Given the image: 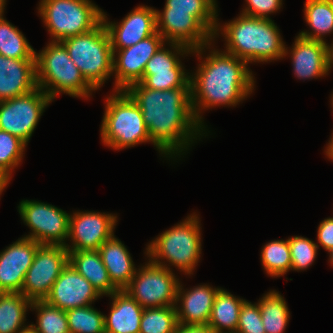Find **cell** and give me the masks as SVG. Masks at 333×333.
I'll list each match as a JSON object with an SVG mask.
<instances>
[{
	"label": "cell",
	"mask_w": 333,
	"mask_h": 333,
	"mask_svg": "<svg viewBox=\"0 0 333 333\" xmlns=\"http://www.w3.org/2000/svg\"><path fill=\"white\" fill-rule=\"evenodd\" d=\"M125 91L139 106L151 143L164 156L186 151L205 131L193 113L190 81L182 88L168 90H153L135 83Z\"/></svg>",
	"instance_id": "1"
},
{
	"label": "cell",
	"mask_w": 333,
	"mask_h": 333,
	"mask_svg": "<svg viewBox=\"0 0 333 333\" xmlns=\"http://www.w3.org/2000/svg\"><path fill=\"white\" fill-rule=\"evenodd\" d=\"M221 52L211 51L206 60L201 61L194 76L190 75L192 109L201 125V110L220 105L236 106L254 89L255 78L248 63Z\"/></svg>",
	"instance_id": "2"
},
{
	"label": "cell",
	"mask_w": 333,
	"mask_h": 333,
	"mask_svg": "<svg viewBox=\"0 0 333 333\" xmlns=\"http://www.w3.org/2000/svg\"><path fill=\"white\" fill-rule=\"evenodd\" d=\"M223 31H222V30ZM221 31L226 40V53L249 62H268L288 54L280 32L270 19L239 17L221 27L218 23L215 36ZM218 31V32H217Z\"/></svg>",
	"instance_id": "3"
},
{
	"label": "cell",
	"mask_w": 333,
	"mask_h": 333,
	"mask_svg": "<svg viewBox=\"0 0 333 333\" xmlns=\"http://www.w3.org/2000/svg\"><path fill=\"white\" fill-rule=\"evenodd\" d=\"M35 58L37 85L52 100L60 92L88 98L95 91L61 42L51 41L41 52L35 53Z\"/></svg>",
	"instance_id": "4"
},
{
	"label": "cell",
	"mask_w": 333,
	"mask_h": 333,
	"mask_svg": "<svg viewBox=\"0 0 333 333\" xmlns=\"http://www.w3.org/2000/svg\"><path fill=\"white\" fill-rule=\"evenodd\" d=\"M115 92L106 99L100 130L104 145L119 150L151 142L139 106L125 90Z\"/></svg>",
	"instance_id": "5"
},
{
	"label": "cell",
	"mask_w": 333,
	"mask_h": 333,
	"mask_svg": "<svg viewBox=\"0 0 333 333\" xmlns=\"http://www.w3.org/2000/svg\"><path fill=\"white\" fill-rule=\"evenodd\" d=\"M196 215L191 214L183 222L151 241L145 253L148 260L160 265V262L166 259L185 274H192L202 250L200 222Z\"/></svg>",
	"instance_id": "6"
},
{
	"label": "cell",
	"mask_w": 333,
	"mask_h": 333,
	"mask_svg": "<svg viewBox=\"0 0 333 333\" xmlns=\"http://www.w3.org/2000/svg\"><path fill=\"white\" fill-rule=\"evenodd\" d=\"M61 43L95 90L113 74V50L103 22L91 31L69 37Z\"/></svg>",
	"instance_id": "7"
},
{
	"label": "cell",
	"mask_w": 333,
	"mask_h": 333,
	"mask_svg": "<svg viewBox=\"0 0 333 333\" xmlns=\"http://www.w3.org/2000/svg\"><path fill=\"white\" fill-rule=\"evenodd\" d=\"M38 10L52 41L58 42L91 31L103 17L90 0H41Z\"/></svg>",
	"instance_id": "8"
},
{
	"label": "cell",
	"mask_w": 333,
	"mask_h": 333,
	"mask_svg": "<svg viewBox=\"0 0 333 333\" xmlns=\"http://www.w3.org/2000/svg\"><path fill=\"white\" fill-rule=\"evenodd\" d=\"M179 279L165 262L151 260L136 270L124 289L142 308L176 306Z\"/></svg>",
	"instance_id": "9"
},
{
	"label": "cell",
	"mask_w": 333,
	"mask_h": 333,
	"mask_svg": "<svg viewBox=\"0 0 333 333\" xmlns=\"http://www.w3.org/2000/svg\"><path fill=\"white\" fill-rule=\"evenodd\" d=\"M19 214L32 233L24 238L39 244L63 245L69 236L70 214L51 204L34 200H22Z\"/></svg>",
	"instance_id": "10"
},
{
	"label": "cell",
	"mask_w": 333,
	"mask_h": 333,
	"mask_svg": "<svg viewBox=\"0 0 333 333\" xmlns=\"http://www.w3.org/2000/svg\"><path fill=\"white\" fill-rule=\"evenodd\" d=\"M52 101L39 87L23 96L0 101V130L27 144L44 109Z\"/></svg>",
	"instance_id": "11"
},
{
	"label": "cell",
	"mask_w": 333,
	"mask_h": 333,
	"mask_svg": "<svg viewBox=\"0 0 333 333\" xmlns=\"http://www.w3.org/2000/svg\"><path fill=\"white\" fill-rule=\"evenodd\" d=\"M68 263L69 252L65 246L41 244L26 272L21 293L31 301L45 300Z\"/></svg>",
	"instance_id": "12"
},
{
	"label": "cell",
	"mask_w": 333,
	"mask_h": 333,
	"mask_svg": "<svg viewBox=\"0 0 333 333\" xmlns=\"http://www.w3.org/2000/svg\"><path fill=\"white\" fill-rule=\"evenodd\" d=\"M157 32L167 43L187 46L201 55L214 36L189 12L156 10Z\"/></svg>",
	"instance_id": "13"
},
{
	"label": "cell",
	"mask_w": 333,
	"mask_h": 333,
	"mask_svg": "<svg viewBox=\"0 0 333 333\" xmlns=\"http://www.w3.org/2000/svg\"><path fill=\"white\" fill-rule=\"evenodd\" d=\"M164 42L163 37L156 32L133 46L113 50L115 91L126 90L130 85L139 83L142 80L147 62L162 45H165ZM116 52L117 54H115Z\"/></svg>",
	"instance_id": "14"
},
{
	"label": "cell",
	"mask_w": 333,
	"mask_h": 333,
	"mask_svg": "<svg viewBox=\"0 0 333 333\" xmlns=\"http://www.w3.org/2000/svg\"><path fill=\"white\" fill-rule=\"evenodd\" d=\"M117 216L93 211L73 212L69 218V236L72 246L65 244L68 252L98 250L114 235Z\"/></svg>",
	"instance_id": "15"
},
{
	"label": "cell",
	"mask_w": 333,
	"mask_h": 333,
	"mask_svg": "<svg viewBox=\"0 0 333 333\" xmlns=\"http://www.w3.org/2000/svg\"><path fill=\"white\" fill-rule=\"evenodd\" d=\"M103 12L102 22L108 32L112 50H120L135 45L157 32L156 9L138 6L116 24L108 22Z\"/></svg>",
	"instance_id": "16"
},
{
	"label": "cell",
	"mask_w": 333,
	"mask_h": 333,
	"mask_svg": "<svg viewBox=\"0 0 333 333\" xmlns=\"http://www.w3.org/2000/svg\"><path fill=\"white\" fill-rule=\"evenodd\" d=\"M40 245L22 237L0 252V293H21L26 272Z\"/></svg>",
	"instance_id": "17"
},
{
	"label": "cell",
	"mask_w": 333,
	"mask_h": 333,
	"mask_svg": "<svg viewBox=\"0 0 333 333\" xmlns=\"http://www.w3.org/2000/svg\"><path fill=\"white\" fill-rule=\"evenodd\" d=\"M101 295L69 263L52 285L45 301L61 310L85 307L92 304Z\"/></svg>",
	"instance_id": "18"
},
{
	"label": "cell",
	"mask_w": 333,
	"mask_h": 333,
	"mask_svg": "<svg viewBox=\"0 0 333 333\" xmlns=\"http://www.w3.org/2000/svg\"><path fill=\"white\" fill-rule=\"evenodd\" d=\"M37 88L36 59L0 55V101L23 96Z\"/></svg>",
	"instance_id": "19"
},
{
	"label": "cell",
	"mask_w": 333,
	"mask_h": 333,
	"mask_svg": "<svg viewBox=\"0 0 333 333\" xmlns=\"http://www.w3.org/2000/svg\"><path fill=\"white\" fill-rule=\"evenodd\" d=\"M220 288L209 285H199L188 291L183 290L179 282L177 289L176 305L178 323L184 325H208L215 296Z\"/></svg>",
	"instance_id": "20"
},
{
	"label": "cell",
	"mask_w": 333,
	"mask_h": 333,
	"mask_svg": "<svg viewBox=\"0 0 333 333\" xmlns=\"http://www.w3.org/2000/svg\"><path fill=\"white\" fill-rule=\"evenodd\" d=\"M291 49L295 76L299 79L318 78L328 74L327 43L297 36Z\"/></svg>",
	"instance_id": "21"
},
{
	"label": "cell",
	"mask_w": 333,
	"mask_h": 333,
	"mask_svg": "<svg viewBox=\"0 0 333 333\" xmlns=\"http://www.w3.org/2000/svg\"><path fill=\"white\" fill-rule=\"evenodd\" d=\"M112 298L109 316L104 315L105 333H139L144 308L125 290H118Z\"/></svg>",
	"instance_id": "22"
},
{
	"label": "cell",
	"mask_w": 333,
	"mask_h": 333,
	"mask_svg": "<svg viewBox=\"0 0 333 333\" xmlns=\"http://www.w3.org/2000/svg\"><path fill=\"white\" fill-rule=\"evenodd\" d=\"M98 251L110 281L118 290H124L137 270L129 251L114 235L107 239Z\"/></svg>",
	"instance_id": "23"
},
{
	"label": "cell",
	"mask_w": 333,
	"mask_h": 333,
	"mask_svg": "<svg viewBox=\"0 0 333 333\" xmlns=\"http://www.w3.org/2000/svg\"><path fill=\"white\" fill-rule=\"evenodd\" d=\"M69 264L88 280L101 296H110L118 291L109 279L98 250L71 251Z\"/></svg>",
	"instance_id": "24"
},
{
	"label": "cell",
	"mask_w": 333,
	"mask_h": 333,
	"mask_svg": "<svg viewBox=\"0 0 333 333\" xmlns=\"http://www.w3.org/2000/svg\"><path fill=\"white\" fill-rule=\"evenodd\" d=\"M245 299L220 288L215 296L208 326L214 333H236L240 308ZM224 329L229 331H224Z\"/></svg>",
	"instance_id": "25"
},
{
	"label": "cell",
	"mask_w": 333,
	"mask_h": 333,
	"mask_svg": "<svg viewBox=\"0 0 333 333\" xmlns=\"http://www.w3.org/2000/svg\"><path fill=\"white\" fill-rule=\"evenodd\" d=\"M31 303L22 293H0V333H21L29 328L24 322Z\"/></svg>",
	"instance_id": "26"
},
{
	"label": "cell",
	"mask_w": 333,
	"mask_h": 333,
	"mask_svg": "<svg viewBox=\"0 0 333 333\" xmlns=\"http://www.w3.org/2000/svg\"><path fill=\"white\" fill-rule=\"evenodd\" d=\"M304 15L312 32L302 31L298 35L306 39L326 42L324 35L333 32V0H307Z\"/></svg>",
	"instance_id": "27"
},
{
	"label": "cell",
	"mask_w": 333,
	"mask_h": 333,
	"mask_svg": "<svg viewBox=\"0 0 333 333\" xmlns=\"http://www.w3.org/2000/svg\"><path fill=\"white\" fill-rule=\"evenodd\" d=\"M265 333H283L290 314L283 296L276 291L265 294L258 302Z\"/></svg>",
	"instance_id": "28"
},
{
	"label": "cell",
	"mask_w": 333,
	"mask_h": 333,
	"mask_svg": "<svg viewBox=\"0 0 333 333\" xmlns=\"http://www.w3.org/2000/svg\"><path fill=\"white\" fill-rule=\"evenodd\" d=\"M36 51L22 32L0 15V55L14 59H36Z\"/></svg>",
	"instance_id": "29"
},
{
	"label": "cell",
	"mask_w": 333,
	"mask_h": 333,
	"mask_svg": "<svg viewBox=\"0 0 333 333\" xmlns=\"http://www.w3.org/2000/svg\"><path fill=\"white\" fill-rule=\"evenodd\" d=\"M216 0H166L164 10L189 12L213 36L218 25Z\"/></svg>",
	"instance_id": "30"
},
{
	"label": "cell",
	"mask_w": 333,
	"mask_h": 333,
	"mask_svg": "<svg viewBox=\"0 0 333 333\" xmlns=\"http://www.w3.org/2000/svg\"><path fill=\"white\" fill-rule=\"evenodd\" d=\"M32 310H36L37 324H30L36 333H70L66 311L48 304L45 300L32 301Z\"/></svg>",
	"instance_id": "31"
},
{
	"label": "cell",
	"mask_w": 333,
	"mask_h": 333,
	"mask_svg": "<svg viewBox=\"0 0 333 333\" xmlns=\"http://www.w3.org/2000/svg\"><path fill=\"white\" fill-rule=\"evenodd\" d=\"M261 261L266 273L271 277H280L291 270V253L288 239L273 240L261 250Z\"/></svg>",
	"instance_id": "32"
},
{
	"label": "cell",
	"mask_w": 333,
	"mask_h": 333,
	"mask_svg": "<svg viewBox=\"0 0 333 333\" xmlns=\"http://www.w3.org/2000/svg\"><path fill=\"white\" fill-rule=\"evenodd\" d=\"M178 324L175 306L144 308L139 333H175Z\"/></svg>",
	"instance_id": "33"
},
{
	"label": "cell",
	"mask_w": 333,
	"mask_h": 333,
	"mask_svg": "<svg viewBox=\"0 0 333 333\" xmlns=\"http://www.w3.org/2000/svg\"><path fill=\"white\" fill-rule=\"evenodd\" d=\"M70 333H105L104 315L91 305L66 310Z\"/></svg>",
	"instance_id": "34"
},
{
	"label": "cell",
	"mask_w": 333,
	"mask_h": 333,
	"mask_svg": "<svg viewBox=\"0 0 333 333\" xmlns=\"http://www.w3.org/2000/svg\"><path fill=\"white\" fill-rule=\"evenodd\" d=\"M26 145L18 137L0 130V171L9 179L14 167L20 164Z\"/></svg>",
	"instance_id": "35"
},
{
	"label": "cell",
	"mask_w": 333,
	"mask_h": 333,
	"mask_svg": "<svg viewBox=\"0 0 333 333\" xmlns=\"http://www.w3.org/2000/svg\"><path fill=\"white\" fill-rule=\"evenodd\" d=\"M173 51L164 48L162 45L147 62L144 72H162L169 70H185L179 55L192 53V50L185 45L169 43ZM173 52V53H172ZM176 52V53H175Z\"/></svg>",
	"instance_id": "36"
},
{
	"label": "cell",
	"mask_w": 333,
	"mask_h": 333,
	"mask_svg": "<svg viewBox=\"0 0 333 333\" xmlns=\"http://www.w3.org/2000/svg\"><path fill=\"white\" fill-rule=\"evenodd\" d=\"M188 74L185 70L144 72L142 80L139 83L145 88L153 90L182 88L190 81Z\"/></svg>",
	"instance_id": "37"
},
{
	"label": "cell",
	"mask_w": 333,
	"mask_h": 333,
	"mask_svg": "<svg viewBox=\"0 0 333 333\" xmlns=\"http://www.w3.org/2000/svg\"><path fill=\"white\" fill-rule=\"evenodd\" d=\"M291 253V270H304L312 265L319 246L308 238L294 236L288 239Z\"/></svg>",
	"instance_id": "38"
},
{
	"label": "cell",
	"mask_w": 333,
	"mask_h": 333,
	"mask_svg": "<svg viewBox=\"0 0 333 333\" xmlns=\"http://www.w3.org/2000/svg\"><path fill=\"white\" fill-rule=\"evenodd\" d=\"M236 333H265L258 303L243 302Z\"/></svg>",
	"instance_id": "39"
},
{
	"label": "cell",
	"mask_w": 333,
	"mask_h": 333,
	"mask_svg": "<svg viewBox=\"0 0 333 333\" xmlns=\"http://www.w3.org/2000/svg\"><path fill=\"white\" fill-rule=\"evenodd\" d=\"M247 7L243 15L257 18L270 19L269 14L274 13L282 6V0H246Z\"/></svg>",
	"instance_id": "40"
},
{
	"label": "cell",
	"mask_w": 333,
	"mask_h": 333,
	"mask_svg": "<svg viewBox=\"0 0 333 333\" xmlns=\"http://www.w3.org/2000/svg\"><path fill=\"white\" fill-rule=\"evenodd\" d=\"M318 243L328 252L333 249V217L324 219L317 231Z\"/></svg>",
	"instance_id": "41"
},
{
	"label": "cell",
	"mask_w": 333,
	"mask_h": 333,
	"mask_svg": "<svg viewBox=\"0 0 333 333\" xmlns=\"http://www.w3.org/2000/svg\"><path fill=\"white\" fill-rule=\"evenodd\" d=\"M175 333H214L208 325H184L179 323Z\"/></svg>",
	"instance_id": "42"
},
{
	"label": "cell",
	"mask_w": 333,
	"mask_h": 333,
	"mask_svg": "<svg viewBox=\"0 0 333 333\" xmlns=\"http://www.w3.org/2000/svg\"><path fill=\"white\" fill-rule=\"evenodd\" d=\"M332 64H333V43L330 46L327 44V67H328V71L333 66Z\"/></svg>",
	"instance_id": "43"
},
{
	"label": "cell",
	"mask_w": 333,
	"mask_h": 333,
	"mask_svg": "<svg viewBox=\"0 0 333 333\" xmlns=\"http://www.w3.org/2000/svg\"><path fill=\"white\" fill-rule=\"evenodd\" d=\"M9 181L10 179L0 171V195L7 186V184H9Z\"/></svg>",
	"instance_id": "44"
},
{
	"label": "cell",
	"mask_w": 333,
	"mask_h": 333,
	"mask_svg": "<svg viewBox=\"0 0 333 333\" xmlns=\"http://www.w3.org/2000/svg\"><path fill=\"white\" fill-rule=\"evenodd\" d=\"M325 152H326V155L328 156V158L332 159V161H333V135H332V138H330V141L328 143V146L326 147Z\"/></svg>",
	"instance_id": "45"
},
{
	"label": "cell",
	"mask_w": 333,
	"mask_h": 333,
	"mask_svg": "<svg viewBox=\"0 0 333 333\" xmlns=\"http://www.w3.org/2000/svg\"><path fill=\"white\" fill-rule=\"evenodd\" d=\"M6 0H0V15L4 14Z\"/></svg>",
	"instance_id": "46"
},
{
	"label": "cell",
	"mask_w": 333,
	"mask_h": 333,
	"mask_svg": "<svg viewBox=\"0 0 333 333\" xmlns=\"http://www.w3.org/2000/svg\"><path fill=\"white\" fill-rule=\"evenodd\" d=\"M21 333H36L31 327L23 330Z\"/></svg>",
	"instance_id": "47"
},
{
	"label": "cell",
	"mask_w": 333,
	"mask_h": 333,
	"mask_svg": "<svg viewBox=\"0 0 333 333\" xmlns=\"http://www.w3.org/2000/svg\"><path fill=\"white\" fill-rule=\"evenodd\" d=\"M329 259H330V263H331V265H333V249L331 250V251H329Z\"/></svg>",
	"instance_id": "48"
},
{
	"label": "cell",
	"mask_w": 333,
	"mask_h": 333,
	"mask_svg": "<svg viewBox=\"0 0 333 333\" xmlns=\"http://www.w3.org/2000/svg\"><path fill=\"white\" fill-rule=\"evenodd\" d=\"M331 101H332V103H331V104H332V108H333V94H332V99H331Z\"/></svg>",
	"instance_id": "49"
}]
</instances>
